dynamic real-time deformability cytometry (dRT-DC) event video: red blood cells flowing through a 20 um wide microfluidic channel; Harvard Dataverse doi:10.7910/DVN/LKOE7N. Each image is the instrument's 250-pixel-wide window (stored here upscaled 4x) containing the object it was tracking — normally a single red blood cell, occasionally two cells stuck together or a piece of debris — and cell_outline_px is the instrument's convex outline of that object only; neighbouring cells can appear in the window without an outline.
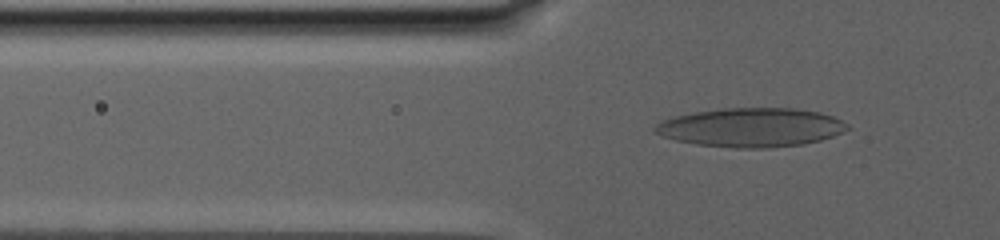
{"species": "human", "species_latin": "Homo sapiens", "temperature_condition": "warm", "stored_images_in_passage": 45, "camera_frame_rate_fps": 3000, "um_per_image_px": 0.085, "donor": {"sex": "male"}, "frame": {"image": 1, "passage_image": 3, "time_ms": 0.667, "image_size_px": [1000, 240], "cell_outline_px": [[852, 128], [832, 136], [820, 140], [800, 144], [768, 148], [736, 148], [696, 144], [676, 140], [660, 136], [652, 132], [652, 128], [660, 120], [676, 116], [696, 112], [720, 108], [796, 108], [820, 112], [832, 116], [848, 124]], "centroid_in_image_um": [63.81, 10.83], "position_along_channel_um": 62.0, "area_um2": 43.81}}
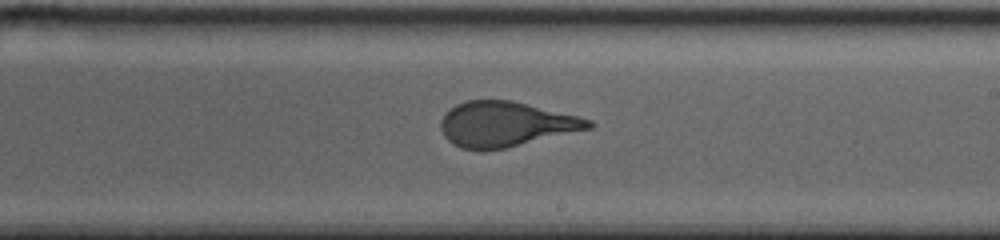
{"frame": {"image": 2, "passage_image": 21, "time_ms": 8.667, "image_size_px": [1000, 240], "cell_outline_px": [[596, 124], [592, 128], [504, 148], [484, 152], [480, 152], [460, 148], [452, 144], [444, 136], [440, 128], [440, 120], [444, 112], [456, 104], [468, 100], [512, 100], [592, 120]], "centroid_in_image_um": [42.92, 10.57], "position_along_channel_um": 246.1, "area_um2": 39.02}}
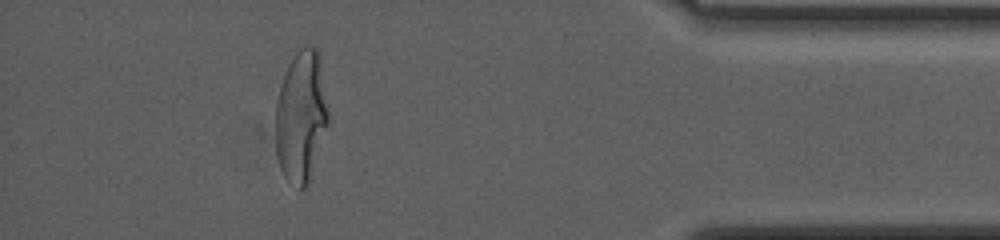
{"frame": {"image": 3, "passage_image": 40, "time_ms": 16.667, "image_size_px": [1000, 240], "cell_outline_px": [[328, 124], [308, 184], [304, 188], [300, 188], [288, 180], [284, 176], [280, 168], [276, 156], [276, 100], [280, 84], [288, 64], [292, 56], [304, 44], [312, 44], [320, 52], [328, 112]], "centroid_in_image_um": [25.59, 9.82], "position_along_channel_um": 409.6, "area_um2": 40.75}}